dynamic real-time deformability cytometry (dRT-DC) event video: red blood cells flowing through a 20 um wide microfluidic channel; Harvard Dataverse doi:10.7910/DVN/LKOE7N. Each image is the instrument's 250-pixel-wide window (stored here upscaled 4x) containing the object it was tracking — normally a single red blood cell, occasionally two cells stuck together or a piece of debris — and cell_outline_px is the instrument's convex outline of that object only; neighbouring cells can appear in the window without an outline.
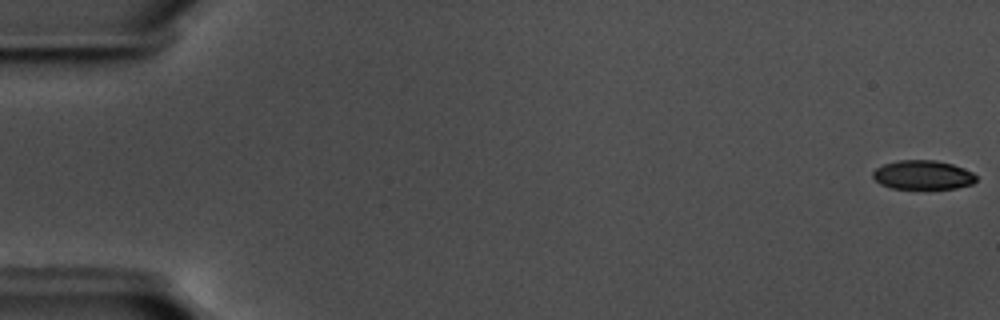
{"species": "common noctule bat (a hibernating species)", "species_latin": "Nyctalus noctula", "temperature_condition": "warm", "stored_images_in_passage": 58, "camera_frame_rate_fps": 3000, "um_per_image_px": 0.085, "animal": {"sex": "male", "body_mass_g": 17.5, "forearm_length_mm": 52.3}, "frame": {"image": 1, "passage_image": 1, "time_ms": 0.0, "image_size_px": [1000, 320], "cell_outline_px": [[976, 180], [972, 184], [956, 188], [892, 188], [880, 184], [872, 176], [872, 172], [876, 168], [884, 164], [900, 160], [936, 160], [952, 164], [964, 168], [972, 172], [976, 176]], "centroid_in_image_um": [78.44, 14.86], "position_along_channel_um": 6.6, "area_um2": 17.4}}
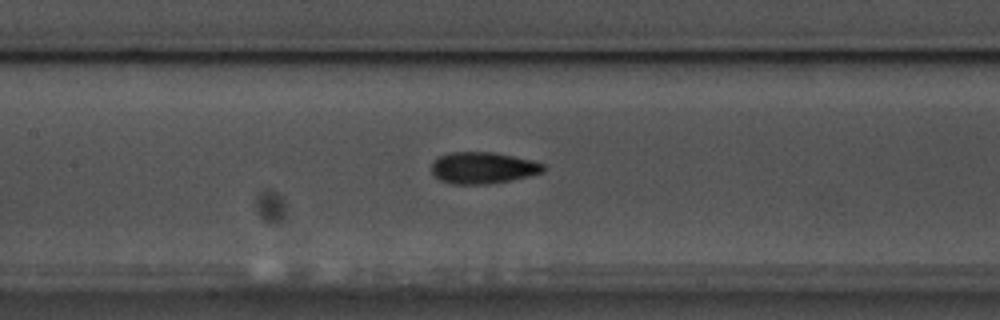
{"frame": {"image": 2, "passage_image": 28, "time_ms": 9.0, "image_size_px": [1000, 320], "cell_outline_px": [[548, 168], [544, 172], [512, 180], [488, 184], [452, 184], [440, 180], [432, 172], [432, 164], [436, 156], [452, 152], [492, 152], [532, 160], [544, 164]], "centroid_in_image_um": [41.06, 14.27], "position_along_channel_um": 166.3, "area_um2": 20.69}}
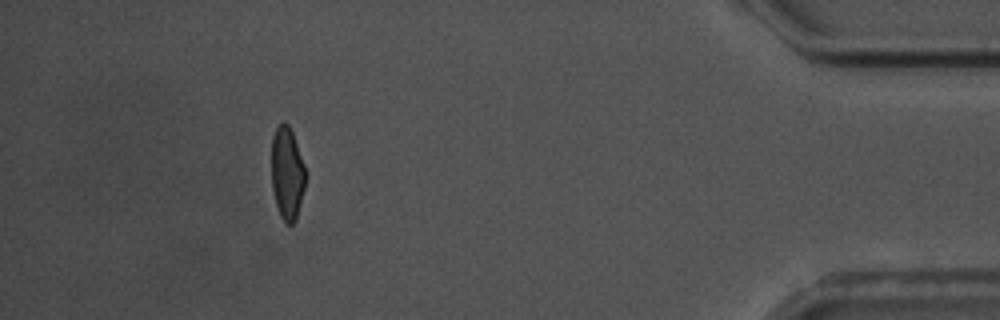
{"frame": {"image": 3, "passage_image": 53, "time_ms": 17.333, "image_size_px": [1000, 320], "cell_outline_px": [[304, 188], [296, 220], [292, 224], [288, 224], [280, 216], [276, 204], [272, 188], [272, 136], [276, 128], [284, 120], [288, 124], [292, 132], [304, 164]], "centroid_in_image_um": [24.39, 14.72], "position_along_channel_um": 410.8, "area_um2": 18.09}, "authors_computed_cell_mechanics": {"area_um2": 19.6231, "velocity_mm_per_s": 3.6024, "shape_relaxation_time_tau1_ms": 4.3208, "shape_relaxation_time_tau2_ms": 2.3828, "deformation_change_tau1": 0.1341, "deformation_change_tau2": 0.0758}}